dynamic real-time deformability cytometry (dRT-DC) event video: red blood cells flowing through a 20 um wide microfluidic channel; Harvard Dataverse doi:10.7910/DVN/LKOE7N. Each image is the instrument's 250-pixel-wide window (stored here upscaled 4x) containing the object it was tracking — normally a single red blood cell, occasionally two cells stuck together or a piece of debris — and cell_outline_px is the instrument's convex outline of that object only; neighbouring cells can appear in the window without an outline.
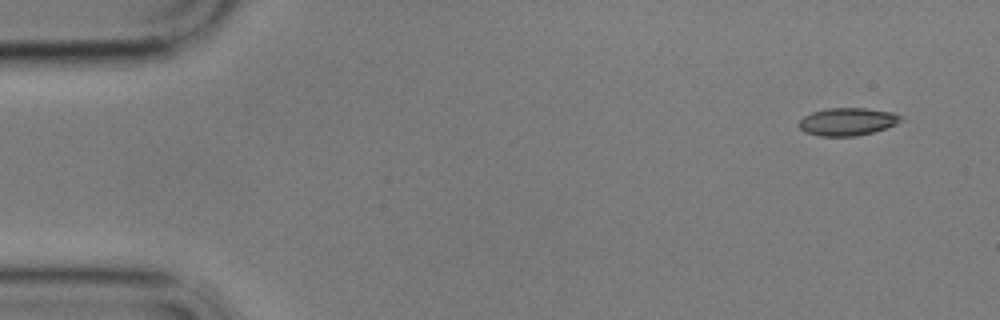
{"species": "common noctule bat (a hibernating species)", "species_latin": "Nyctalus noctula", "temperature_condition": "cold", "stored_images_in_passage": 2, "camera_frame_rate_fps": 3000, "um_per_image_px": 0.085, "animal": {"sex": "male", "body_mass_g": 17.9}, "frame": {"image": 1, "passage_image": 1, "time_ms": 0.0, "image_size_px": [1000, 320], "cell_outline_px": [[904, 120], [896, 124], [872, 132], [856, 136], [820, 136], [804, 132], [796, 124], [804, 116], [812, 112], [828, 108], [868, 108], [892, 112], [900, 116]], "centroid_in_image_um": [72.01, 10.34], "position_along_channel_um": 13.0, "area_um2": 16.47}}